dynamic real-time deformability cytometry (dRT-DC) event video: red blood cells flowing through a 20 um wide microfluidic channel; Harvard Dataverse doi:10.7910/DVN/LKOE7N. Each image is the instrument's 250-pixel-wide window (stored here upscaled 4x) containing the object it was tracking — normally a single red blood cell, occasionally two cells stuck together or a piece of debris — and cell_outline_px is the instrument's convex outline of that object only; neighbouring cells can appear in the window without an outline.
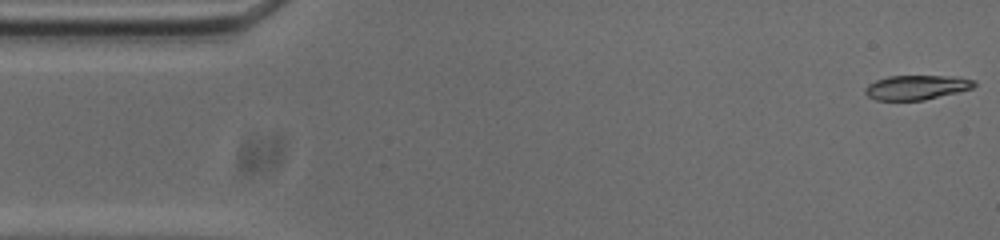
{"species": "common noctule bat (a hibernating species)", "species_latin": "Nyctalus noctula", "temperature_condition": "cold", "stored_images_in_passage": 53, "camera_frame_rate_fps": 3000, "um_per_image_px": 0.085, "animal": {"sex": "male", "body_mass_g": 20.0, "forearm_length_mm": 53.3}, "frame": {"image": 1, "passage_image": 1, "time_ms": 0.0, "image_size_px": [1000, 240], "cell_outline_px": [[976, 84], [972, 88], [924, 100], [876, 100], [868, 96], [864, 92], [864, 88], [868, 84], [876, 80], [888, 76], [956, 76], [976, 80]], "centroid_in_image_um": [77.89, 7.42], "position_along_channel_um": 7.1, "area_um2": 15.55}}
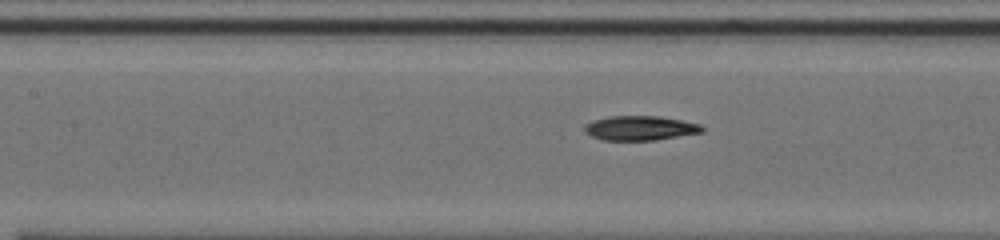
{"frame": {"image": 2, "passage_image": 22, "time_ms": 7.0, "image_size_px": [1000, 240], "cell_outline_px": [[704, 132], [656, 140], [604, 140], [592, 136], [584, 132], [584, 124], [592, 120], [608, 116], [656, 116], [680, 120], [700, 124], [704, 128]], "centroid_in_image_um": [54.39, 10.89], "position_along_channel_um": 153.0, "area_um2": 16.82}}
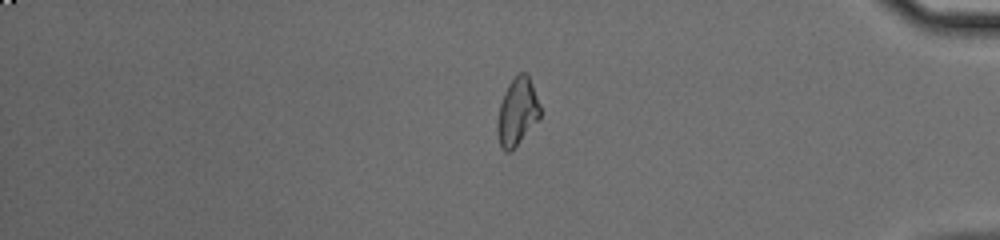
{"frame": {"image": 3, "passage_image": 44, "time_ms": 14.333, "image_size_px": [1000, 240], "cell_outline_px": [[540, 120], [512, 152], [504, 152], [500, 148], [496, 132], [496, 124], [500, 104], [504, 92], [508, 84], [520, 72], [528, 72], [540, 104]], "centroid_in_image_um": [43.97, 9.56], "position_along_channel_um": 391.2, "area_um2": 17.46}, "authors_computed_cell_mechanics": {"area_um2": 16.8776, "velocity_mm_per_s": 3.7411, "shape_relaxation_time_tau1_ms": 6.2646, "shape_relaxation_time_tau2_ms": 4.9242, "deformation_change_tau1": 0.2189, "deformation_change_tau2": 0.1243}}